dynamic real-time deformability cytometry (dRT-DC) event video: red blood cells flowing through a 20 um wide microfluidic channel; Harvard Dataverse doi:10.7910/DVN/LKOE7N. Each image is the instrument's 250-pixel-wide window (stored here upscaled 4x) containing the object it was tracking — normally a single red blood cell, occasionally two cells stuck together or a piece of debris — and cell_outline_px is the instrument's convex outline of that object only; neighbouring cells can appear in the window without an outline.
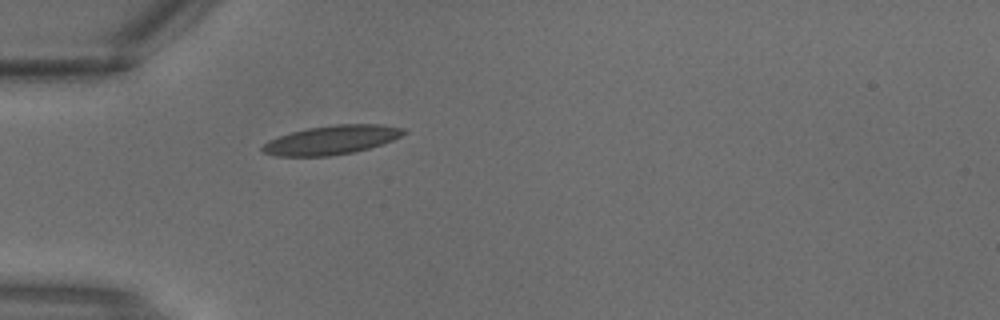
{"species": "common noctule bat (a hibernating species)", "species_latin": "Nyctalus noctula", "temperature_condition": "warm", "stored_images_in_passage": 1, "camera_frame_rate_fps": 3000, "um_per_image_px": 0.085, "animal": {"sex": "male", "body_mass_g": 18.8}, "frame": {"image": 1, "passage_image": 1, "time_ms": 0.0, "image_size_px": [1000, 320], "cell_outline_px": [[408, 132], [392, 140], [368, 148], [352, 152], [328, 156], [276, 156], [264, 152], [260, 148], [268, 140], [292, 132], [308, 128], [336, 124], [380, 124], [404, 128]], "centroid_in_image_um": [28.18, 11.89], "position_along_channel_um": 56.8, "area_um2": 23.58}}